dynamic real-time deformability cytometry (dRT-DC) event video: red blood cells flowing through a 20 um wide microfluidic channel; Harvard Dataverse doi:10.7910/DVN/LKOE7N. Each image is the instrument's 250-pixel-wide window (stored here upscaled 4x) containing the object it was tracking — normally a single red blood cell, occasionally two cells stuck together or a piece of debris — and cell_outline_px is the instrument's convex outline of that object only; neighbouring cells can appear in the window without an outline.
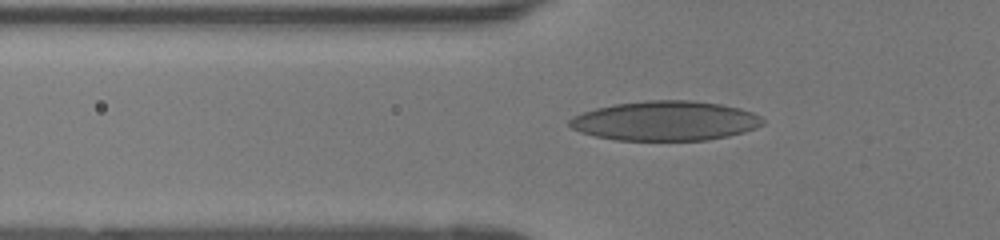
{"species": "human", "species_latin": "Homo sapiens", "temperature_condition": "room temperature", "stored_images_in_passage": 35, "camera_frame_rate_fps": 3000, "um_per_image_px": 0.085, "donor": {"sex": "female"}, "frame": {"image": 1, "passage_image": 4, "time_ms": 1.0, "image_size_px": [1000, 240], "cell_outline_px": [[764, 124], [756, 128], [744, 132], [728, 136], [708, 140], [616, 140], [596, 136], [580, 132], [572, 128], [568, 124], [568, 120], [572, 116], [596, 108], [616, 104], [648, 100], [692, 100], [720, 104], [740, 108], [752, 112], [760, 116], [764, 120]], "centroid_in_image_um": [56.57, 10.27], "position_along_channel_um": 69.2, "area_um2": 44.62}}
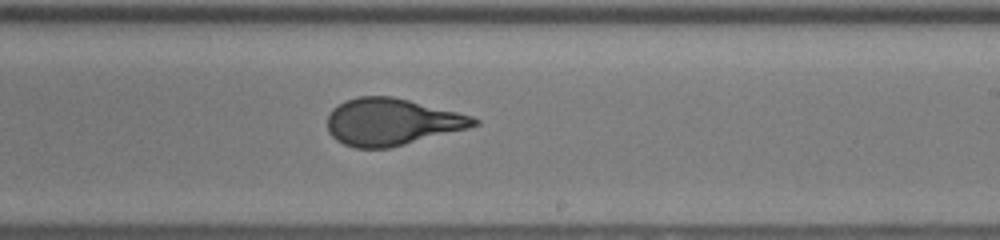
{"frame": {"image": 2, "passage_image": 18, "time_ms": 5.667, "image_size_px": [1000, 240], "cell_outline_px": [[480, 124], [468, 128], [388, 148], [356, 148], [344, 144], [336, 140], [328, 132], [328, 112], [332, 108], [344, 100], [356, 96], [392, 96], [472, 116], [480, 120]], "centroid_in_image_um": [33.25, 10.35], "position_along_channel_um": 255.8, "area_um2": 39.88}}
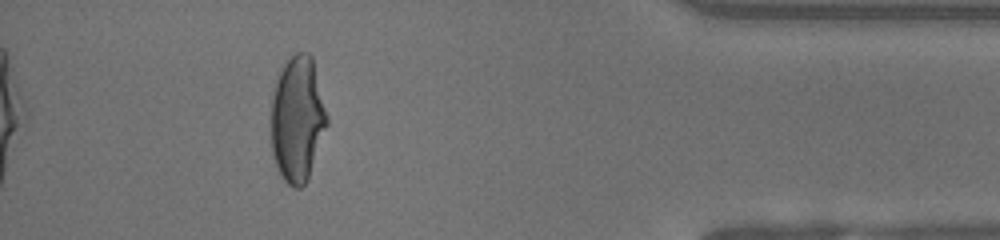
{"frame": {"image": 3, "passage_image": 32, "time_ms": 10.333, "image_size_px": [1000, 240], "cell_outline_px": [[328, 124], [308, 180], [300, 188], [292, 188], [280, 176], [272, 152], [272, 96], [276, 80], [284, 64], [296, 52], [308, 52], [312, 56], [328, 116]], "centroid_in_image_um": [25.3, 10.14], "position_along_channel_um": 409.9, "area_um2": 40.98}}